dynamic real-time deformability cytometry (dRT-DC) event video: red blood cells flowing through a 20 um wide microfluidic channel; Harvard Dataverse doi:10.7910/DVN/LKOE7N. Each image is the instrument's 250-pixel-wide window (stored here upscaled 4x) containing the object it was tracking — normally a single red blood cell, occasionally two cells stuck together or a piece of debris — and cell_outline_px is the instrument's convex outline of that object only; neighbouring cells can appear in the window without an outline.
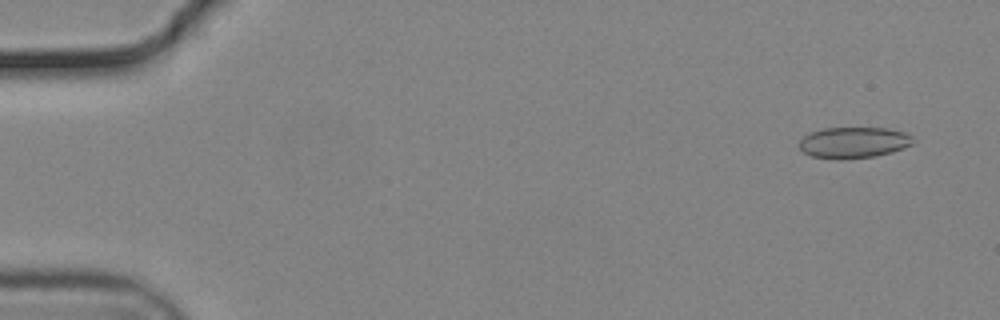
{"species": "common noctule bat (a hibernating species)", "species_latin": "Nyctalus noctula", "temperature_condition": "cold", "stored_images_in_passage": 56, "camera_frame_rate_fps": 3000, "um_per_image_px": 0.085, "animal": {"sex": "male", "body_mass_g": 19.2, "forearm_length_mm": 51.8}, "frame": {"image": 1, "passage_image": 4, "time_ms": 1.0, "image_size_px": [1000, 320], "cell_outline_px": [[912, 144], [904, 148], [892, 152], [876, 156], [844, 160], [836, 160], [812, 156], [804, 152], [800, 148], [800, 140], [804, 136], [812, 132], [824, 128], [888, 128], [904, 132], [912, 136]], "centroid_in_image_um": [72.57, 12.13], "position_along_channel_um": 12.4, "area_um2": 20.69}}
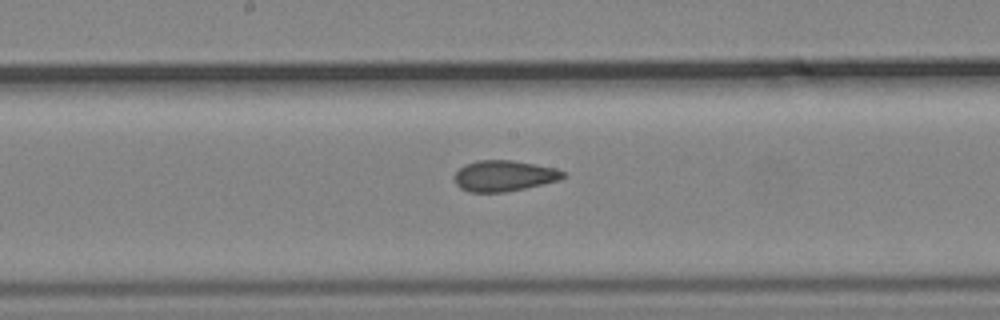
{"frame": {"image": 2, "passage_image": 30, "time_ms": 9.667, "image_size_px": [1000, 320], "cell_outline_px": [[568, 176], [560, 180], [524, 188], [504, 192], [468, 192], [460, 188], [456, 184], [456, 172], [464, 164], [476, 160], [512, 160], [556, 168], [564, 172]], "centroid_in_image_um": [42.86, 14.94], "position_along_channel_um": 205.3, "area_um2": 19.54}}
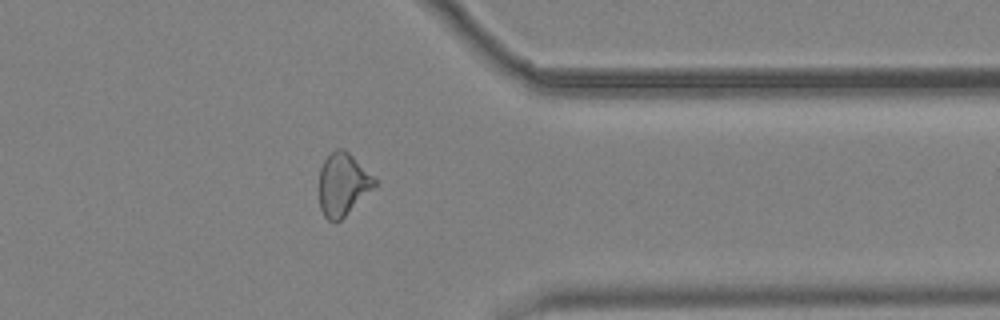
{"frame": {"image": 3, "passage_image": 45, "time_ms": 14.667, "image_size_px": [1000, 320], "cell_outline_px": [[376, 184], [340, 220], [328, 220], [324, 216], [320, 208], [320, 168], [324, 160], [336, 148], [344, 148], [376, 180]], "centroid_in_image_um": [29.1, 15.65], "position_along_channel_um": 382.3, "area_um2": 19.48}, "authors_computed_cell_mechanics": {"area_um2": 20.4034, "velocity_mm_per_s": 3.724, "shape_relaxation_time_tau1_ms": null, "shape_relaxation_time_tau2_ms": 2.2329, "deformation_change_tau1": null, "deformation_change_tau2": 0.0829}}